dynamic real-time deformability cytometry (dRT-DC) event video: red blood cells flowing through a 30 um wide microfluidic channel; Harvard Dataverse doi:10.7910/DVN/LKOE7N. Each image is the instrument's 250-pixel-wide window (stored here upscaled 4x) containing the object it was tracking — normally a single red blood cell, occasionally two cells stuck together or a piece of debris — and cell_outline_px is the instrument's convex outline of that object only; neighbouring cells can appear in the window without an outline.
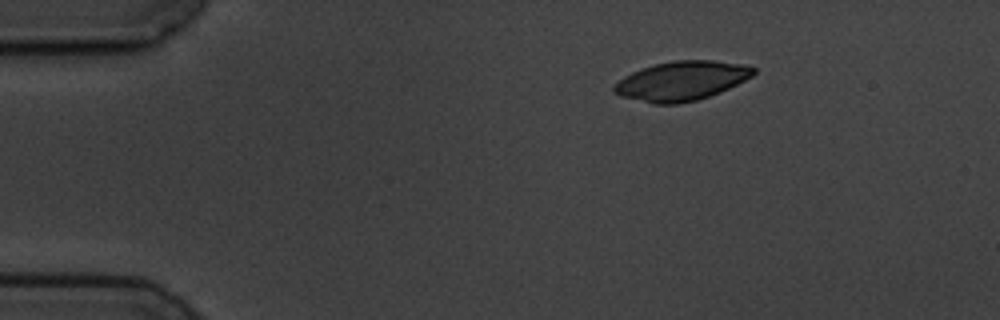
{"species": "common noctule bat (a hibernating species)", "species_latin": "Nyctalus noctula", "temperature_condition": "cold", "stored_images_in_passage": 3, "camera_frame_rate_fps": 3000, "um_per_image_px": 0.085, "animal": {"sex": "male", "body_mass_g": 19.5, "forearm_length_mm": 54.6}, "frame": {"image": 1, "passage_image": 1, "time_ms": 0.0, "image_size_px": [1000, 320], "cell_outline_px": [[756, 72], [752, 76], [720, 92], [696, 100], [676, 104], [652, 104], [620, 96], [612, 92], [612, 84], [624, 76], [632, 72], [656, 64], [672, 60], [716, 60], [744, 64], [756, 68]], "centroid_in_image_um": [57.9, 6.87], "position_along_channel_um": 27.1, "area_um2": 32.02}}